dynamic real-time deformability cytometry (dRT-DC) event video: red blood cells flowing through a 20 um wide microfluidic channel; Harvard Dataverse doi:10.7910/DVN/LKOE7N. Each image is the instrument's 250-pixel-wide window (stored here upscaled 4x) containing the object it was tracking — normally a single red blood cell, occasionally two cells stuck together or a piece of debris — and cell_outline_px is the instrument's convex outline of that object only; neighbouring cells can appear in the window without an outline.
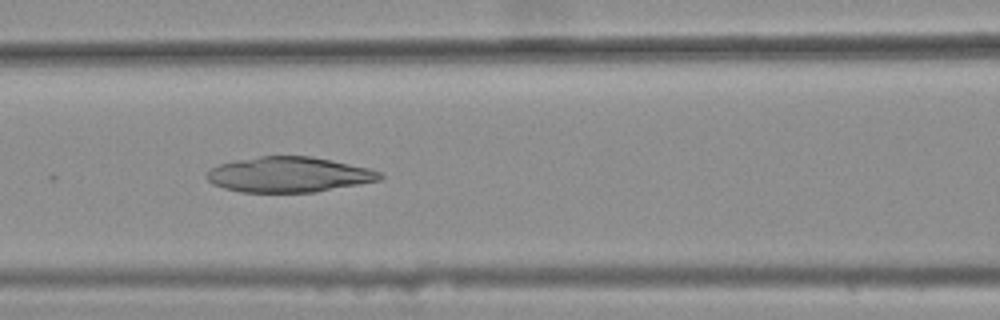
{"species": "common noctule bat (a hibernating species)", "species_latin": "Nyctalus noctula", "temperature_condition": "warm", "stored_images_in_passage": 13, "camera_frame_rate_fps": 3000, "um_per_image_px": 0.085, "animal": {"sex": "female", "body_mass_g": 25.1}, "frame": {"image": 1, "passage_image": 8, "time_ms": 2.333, "image_size_px": [1000, 320], "cell_outline_px": [[384, 176], [380, 180], [316, 192], [240, 192], [224, 188], [212, 184], [208, 180], [208, 172], [212, 168], [220, 164], [236, 160], [260, 156], [312, 156], [332, 160], [368, 168], [380, 172]], "centroid_in_image_um": [24.57, 14.84], "position_along_channel_um": 142.0, "area_um2": 35.43}}
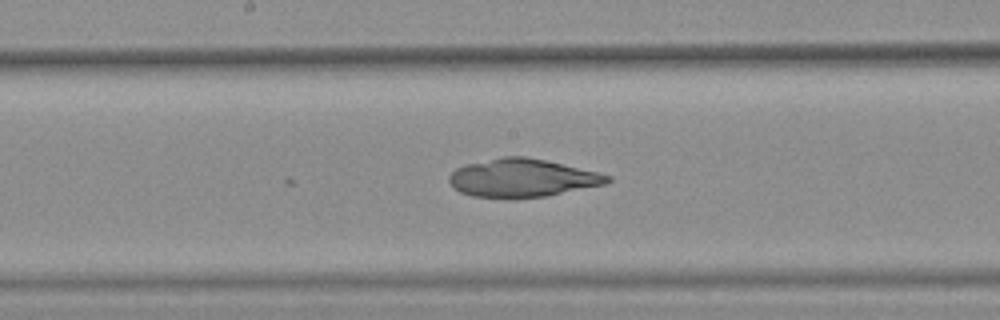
{"frame": {"image": 2, "passage_image": 13, "time_ms": 4.0, "image_size_px": [1000, 320], "cell_outline_px": [[612, 180], [608, 184], [548, 196], [508, 200], [472, 196], [460, 192], [448, 180], [448, 176], [456, 168], [464, 164], [504, 156], [524, 156], [544, 160], [596, 172], [612, 176]], "centroid_in_image_um": [44.38, 15.16], "position_along_channel_um": 203.8, "area_um2": 35.66}}